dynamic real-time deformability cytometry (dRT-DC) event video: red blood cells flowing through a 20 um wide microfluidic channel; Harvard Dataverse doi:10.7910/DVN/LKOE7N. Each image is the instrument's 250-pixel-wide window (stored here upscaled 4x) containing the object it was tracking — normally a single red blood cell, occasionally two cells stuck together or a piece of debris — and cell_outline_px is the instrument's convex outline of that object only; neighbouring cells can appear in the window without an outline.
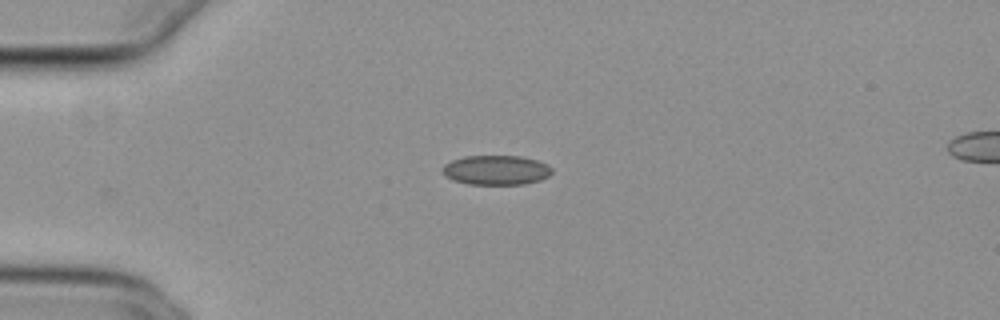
{"species": "common noctule bat (a hibernating species)", "species_latin": "Nyctalus noctula", "temperature_condition": "cold", "stored_images_in_passage": 10, "camera_frame_rate_fps": 3000, "um_per_image_px": 0.085, "animal": {"sex": "female", "body_mass_g": 29.2, "forearm_length_mm": 56.3}, "frame": {"image": 1, "passage_image": 1, "time_ms": 0.0, "image_size_px": [1000, 320], "cell_outline_px": [[552, 172], [548, 176], [540, 180], [524, 184], [468, 184], [452, 180], [444, 176], [440, 172], [440, 168], [444, 164], [452, 160], [464, 156], [520, 156], [536, 160], [548, 164], [552, 168]], "centroid_in_image_um": [42.12, 14.46], "position_along_channel_um": 42.9, "area_um2": 19.07}}
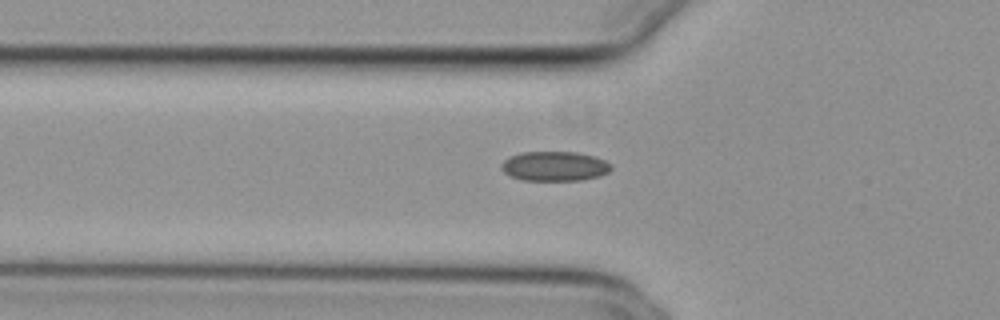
{"frame": {"image": 2, "passage_image": 6, "time_ms": 1.667, "image_size_px": [1000, 320], "cell_outline_px": [[612, 168], [608, 172], [600, 176], [580, 180], [524, 180], [508, 176], [500, 168], [500, 164], [508, 156], [520, 152], [576, 152], [592, 156], [604, 160], [612, 164]], "centroid_in_image_um": [47.1, 14.12], "position_along_channel_um": 78.7, "area_um2": 19.07}}